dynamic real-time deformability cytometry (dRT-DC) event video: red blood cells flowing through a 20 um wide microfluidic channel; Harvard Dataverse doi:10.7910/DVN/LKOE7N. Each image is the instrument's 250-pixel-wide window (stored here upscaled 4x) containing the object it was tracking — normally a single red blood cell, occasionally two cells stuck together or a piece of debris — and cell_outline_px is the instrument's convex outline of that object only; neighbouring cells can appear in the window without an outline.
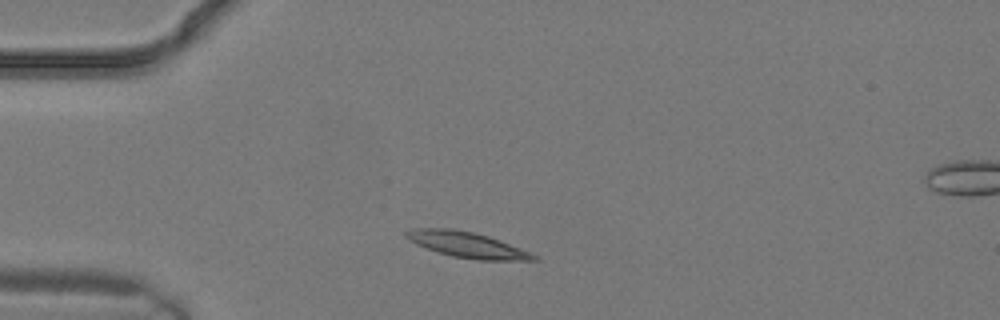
{"species": "common noctule bat (a hibernating species)", "species_latin": "Nyctalus noctula", "temperature_condition": "warm", "stored_images_in_passage": 2, "camera_frame_rate_fps": 3000, "um_per_image_px": 0.085, "animal": {"sex": "male", "body_mass_g": 19.2, "forearm_length_mm": 51.8}, "frame": {"image": 1, "passage_image": 1, "time_ms": 0.0, "image_size_px": [1000, 320], "cell_outline_px": [[540, 260], [480, 260], [452, 256], [416, 244], [404, 236], [404, 232], [416, 228], [452, 228], [472, 232], [488, 236], [500, 240], [520, 248], [536, 256]], "centroid_in_image_um": [39.69, 20.79], "position_along_channel_um": 45.3, "area_um2": 18.73}}